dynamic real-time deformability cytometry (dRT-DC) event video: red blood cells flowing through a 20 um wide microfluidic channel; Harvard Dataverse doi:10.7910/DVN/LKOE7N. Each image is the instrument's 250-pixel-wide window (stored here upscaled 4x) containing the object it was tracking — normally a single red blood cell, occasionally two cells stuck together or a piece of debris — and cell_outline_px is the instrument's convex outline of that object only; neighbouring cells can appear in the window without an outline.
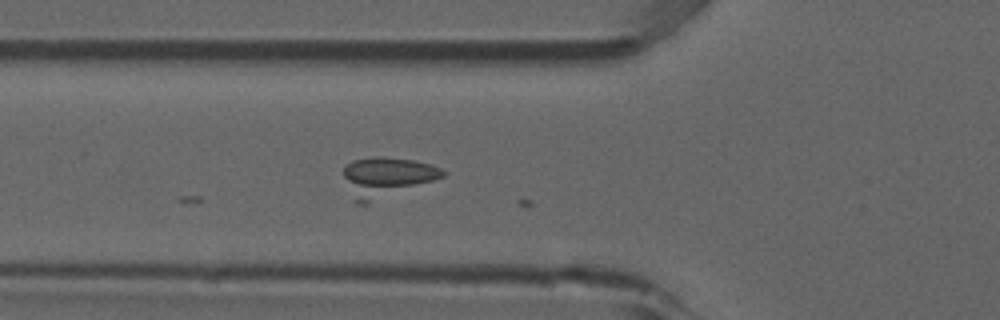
{"species": "common noctule bat (a hibernating species)", "species_latin": "Nyctalus noctula", "temperature_condition": "room temperature", "stored_images_in_passage": 4, "camera_frame_rate_fps": 3000, "um_per_image_px": 0.085, "animal": {"sex": "male", "forearm_length_mm": 52.5}, "frame": {"image": 1, "passage_image": 4, "time_ms": 1.0, "image_size_px": [1000, 320], "cell_outline_px": [[448, 172], [444, 176], [368, 204], [356, 204], [344, 176], [344, 168], [352, 160], [380, 156], [412, 160], [432, 164]], "centroid_in_image_um": [32.87, 15.05], "position_along_channel_um": 92.9, "area_um2": 22.72}}